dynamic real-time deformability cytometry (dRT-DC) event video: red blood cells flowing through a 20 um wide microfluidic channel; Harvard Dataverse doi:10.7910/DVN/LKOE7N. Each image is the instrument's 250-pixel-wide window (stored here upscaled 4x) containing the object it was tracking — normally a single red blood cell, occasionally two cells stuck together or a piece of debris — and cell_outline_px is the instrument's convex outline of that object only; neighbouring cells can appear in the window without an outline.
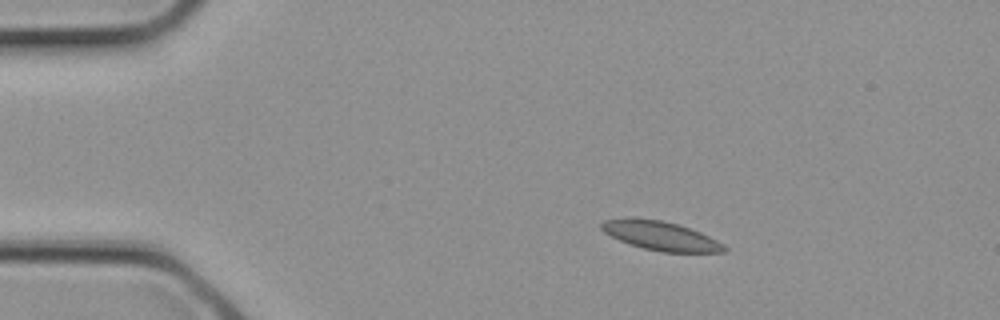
{"species": "common noctule bat (a hibernating species)", "species_latin": "Nyctalus noctula", "temperature_condition": "cold", "stored_images_in_passage": 1, "camera_frame_rate_fps": 3000, "um_per_image_px": 0.085, "animal": {"sex": "female", "body_mass_g": 21.9}, "frame": {"image": 1, "passage_image": 1, "time_ms": 0.0, "image_size_px": [1000, 320], "cell_outline_px": [[728, 248], [724, 252], [660, 252], [644, 248], [620, 240], [604, 232], [600, 228], [600, 224], [604, 220], [632, 216], [660, 220], [676, 224], [700, 232], [724, 244]], "centroid_in_image_um": [56.13, 20.02], "position_along_channel_um": 28.9, "area_um2": 20.69}}